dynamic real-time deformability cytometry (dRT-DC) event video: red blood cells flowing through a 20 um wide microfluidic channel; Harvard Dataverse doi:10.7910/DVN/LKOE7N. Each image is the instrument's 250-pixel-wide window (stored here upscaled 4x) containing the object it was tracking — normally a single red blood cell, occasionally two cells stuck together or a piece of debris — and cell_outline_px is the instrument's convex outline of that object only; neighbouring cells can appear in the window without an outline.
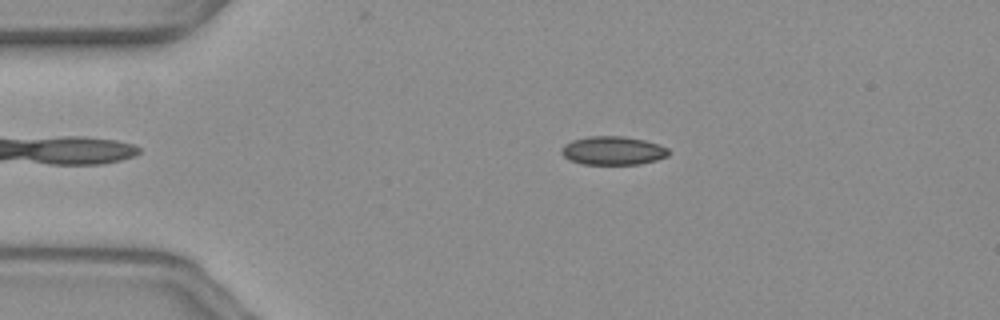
{"species": "common noctule bat (a hibernating species)", "species_latin": "Nyctalus noctula", "temperature_condition": "warm", "stored_images_in_passage": 49, "camera_frame_rate_fps": 3000, "um_per_image_px": 0.085, "animal": {"sex": "female", "body_mass_g": 19.3, "forearm_length_mm": 54.1}, "frame": {"image": 1, "passage_image": 11, "time_ms": 3.333, "image_size_px": [1000, 320], "cell_outline_px": [[668, 156], [656, 160], [640, 164], [584, 164], [568, 160], [560, 152], [560, 148], [564, 144], [572, 140], [588, 136], [624, 136], [644, 140], [660, 144], [668, 148]], "centroid_in_image_um": [52.08, 12.8], "position_along_channel_um": 32.9, "area_um2": 17.98}}
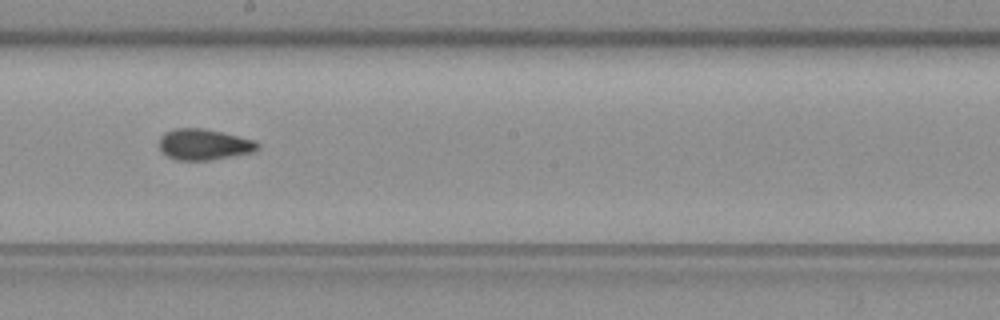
{"frame": {"image": 2, "passage_image": 31, "time_ms": 10.0, "image_size_px": [1000, 320], "cell_outline_px": [[260, 148], [252, 152], [208, 160], [176, 160], [160, 152], [160, 136], [164, 132], [176, 128], [204, 128], [256, 140], [260, 144]], "centroid_in_image_um": [17.33, 12.27], "position_along_channel_um": 230.9, "area_um2": 17.8}}
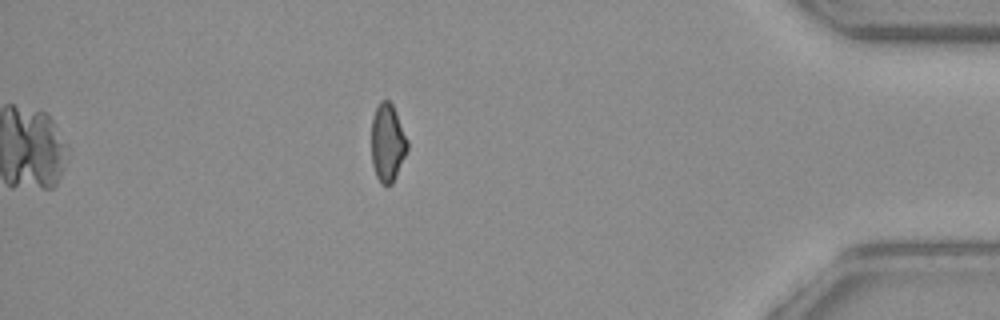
{"frame": {"image": 3, "passage_image": 49, "time_ms": 16.0, "image_size_px": [1000, 320], "cell_outline_px": [[408, 148], [396, 176], [392, 184], [380, 184], [376, 176], [372, 164], [372, 116], [380, 100], [388, 100], [392, 104], [396, 112], [408, 140]], "centroid_in_image_um": [32.93, 12.13], "position_along_channel_um": 402.3, "area_um2": 16.3}, "authors_computed_cell_mechanics": {"area_um2": 17.629, "velocity_mm_per_s": 3.6284, "shape_relaxation_time_tau1_ms": null, "shape_relaxation_time_tau2_ms": 2.6335, "deformation_change_tau1": null, "deformation_change_tau2": 0.0734}}